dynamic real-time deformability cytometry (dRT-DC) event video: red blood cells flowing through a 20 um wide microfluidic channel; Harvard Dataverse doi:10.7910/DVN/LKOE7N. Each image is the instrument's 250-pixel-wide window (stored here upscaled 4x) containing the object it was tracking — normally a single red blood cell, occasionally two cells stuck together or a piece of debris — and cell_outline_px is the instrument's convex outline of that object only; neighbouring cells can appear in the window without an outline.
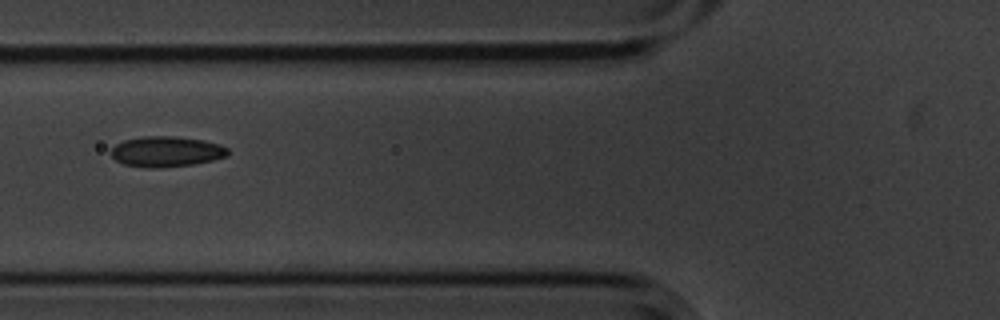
{"species": "common noctule bat (a hibernating species)", "species_latin": "Nyctalus noctula", "temperature_condition": "cold", "stored_images_in_passage": 6, "camera_frame_rate_fps": 3000, "um_per_image_px": 0.085, "animal": {"sex": "male", "body_mass_g": 20.1, "forearm_length_mm": 53.5}, "frame": {"image": 1, "passage_image": 2, "time_ms": 0.333, "image_size_px": [1000, 320], "cell_outline_px": [[228, 156], [212, 160], [192, 164], [156, 168], [148, 168], [124, 164], [116, 160], [108, 152], [116, 144], [124, 140], [144, 136], [172, 136], [204, 140], [220, 144], [228, 148]], "centroid_in_image_um": [14.13, 12.88], "position_along_channel_um": 111.7, "area_um2": 20.75}}
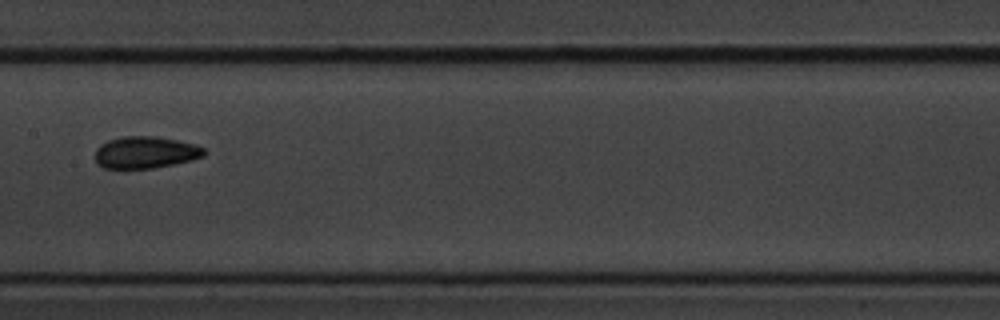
{"frame": {"image": 2, "passage_image": 4, "time_ms": 1.0, "image_size_px": [1000, 320], "cell_outline_px": [[204, 156], [192, 160], [152, 168], [104, 168], [96, 164], [96, 148], [100, 144], [108, 140], [124, 136], [156, 136], [176, 140], [192, 144], [204, 148]], "centroid_in_image_um": [12.32, 12.95], "position_along_channel_um": 195.1, "area_um2": 20.11}}
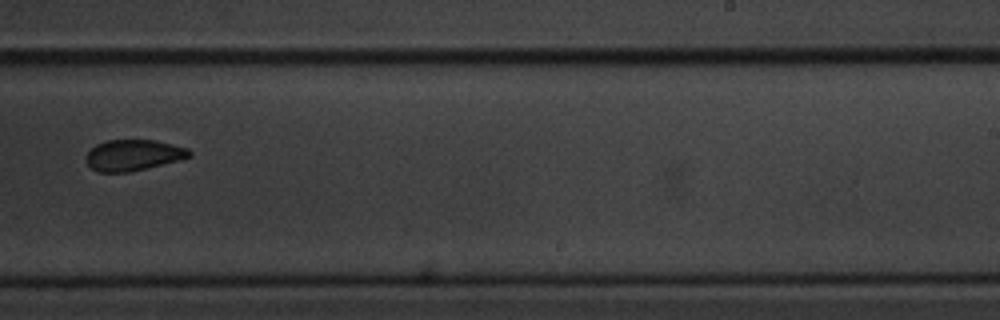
{"frame": {"image": 3, "passage_image": 6, "time_ms": 1.667, "image_size_px": [1000, 320], "cell_outline_px": [[192, 156], [128, 172], [100, 172], [92, 168], [84, 160], [84, 156], [96, 144], [108, 140], [156, 140], [188, 148], [192, 152]], "centroid_in_image_um": [11.29, 13.17], "position_along_channel_um": 277.7, "area_um2": 18.44}}